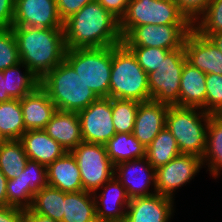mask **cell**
<instances>
[{"instance_id": "obj_1", "label": "cell", "mask_w": 222, "mask_h": 222, "mask_svg": "<svg viewBox=\"0 0 222 222\" xmlns=\"http://www.w3.org/2000/svg\"><path fill=\"white\" fill-rule=\"evenodd\" d=\"M67 49L116 46L123 42L119 19L94 0L63 23Z\"/></svg>"}, {"instance_id": "obj_2", "label": "cell", "mask_w": 222, "mask_h": 222, "mask_svg": "<svg viewBox=\"0 0 222 222\" xmlns=\"http://www.w3.org/2000/svg\"><path fill=\"white\" fill-rule=\"evenodd\" d=\"M20 61L41 80L65 59L63 28L12 26Z\"/></svg>"}, {"instance_id": "obj_3", "label": "cell", "mask_w": 222, "mask_h": 222, "mask_svg": "<svg viewBox=\"0 0 222 222\" xmlns=\"http://www.w3.org/2000/svg\"><path fill=\"white\" fill-rule=\"evenodd\" d=\"M40 86L61 111L79 112L98 99L65 59L40 80Z\"/></svg>"}, {"instance_id": "obj_4", "label": "cell", "mask_w": 222, "mask_h": 222, "mask_svg": "<svg viewBox=\"0 0 222 222\" xmlns=\"http://www.w3.org/2000/svg\"><path fill=\"white\" fill-rule=\"evenodd\" d=\"M110 98L150 101L147 73L123 42L112 46Z\"/></svg>"}, {"instance_id": "obj_5", "label": "cell", "mask_w": 222, "mask_h": 222, "mask_svg": "<svg viewBox=\"0 0 222 222\" xmlns=\"http://www.w3.org/2000/svg\"><path fill=\"white\" fill-rule=\"evenodd\" d=\"M199 109L169 106L166 113V128L176 139L182 154H191L203 158L206 151L207 130L211 114Z\"/></svg>"}, {"instance_id": "obj_6", "label": "cell", "mask_w": 222, "mask_h": 222, "mask_svg": "<svg viewBox=\"0 0 222 222\" xmlns=\"http://www.w3.org/2000/svg\"><path fill=\"white\" fill-rule=\"evenodd\" d=\"M65 60L98 98H110L112 46L67 49Z\"/></svg>"}, {"instance_id": "obj_7", "label": "cell", "mask_w": 222, "mask_h": 222, "mask_svg": "<svg viewBox=\"0 0 222 222\" xmlns=\"http://www.w3.org/2000/svg\"><path fill=\"white\" fill-rule=\"evenodd\" d=\"M193 24L175 0H130L119 20L122 37L134 26Z\"/></svg>"}, {"instance_id": "obj_8", "label": "cell", "mask_w": 222, "mask_h": 222, "mask_svg": "<svg viewBox=\"0 0 222 222\" xmlns=\"http://www.w3.org/2000/svg\"><path fill=\"white\" fill-rule=\"evenodd\" d=\"M187 62L184 47L172 50L156 71L147 74L150 100L179 106L180 80Z\"/></svg>"}, {"instance_id": "obj_9", "label": "cell", "mask_w": 222, "mask_h": 222, "mask_svg": "<svg viewBox=\"0 0 222 222\" xmlns=\"http://www.w3.org/2000/svg\"><path fill=\"white\" fill-rule=\"evenodd\" d=\"M71 153L76 159L84 191H98L114 176V165L105 145L82 141Z\"/></svg>"}, {"instance_id": "obj_10", "label": "cell", "mask_w": 222, "mask_h": 222, "mask_svg": "<svg viewBox=\"0 0 222 222\" xmlns=\"http://www.w3.org/2000/svg\"><path fill=\"white\" fill-rule=\"evenodd\" d=\"M193 24H146L132 27L124 36L126 46L158 47L176 50L184 45L186 35Z\"/></svg>"}, {"instance_id": "obj_11", "label": "cell", "mask_w": 222, "mask_h": 222, "mask_svg": "<svg viewBox=\"0 0 222 222\" xmlns=\"http://www.w3.org/2000/svg\"><path fill=\"white\" fill-rule=\"evenodd\" d=\"M46 186H48L46 166L28 160L18 177L7 180V206L30 209L34 196Z\"/></svg>"}, {"instance_id": "obj_12", "label": "cell", "mask_w": 222, "mask_h": 222, "mask_svg": "<svg viewBox=\"0 0 222 222\" xmlns=\"http://www.w3.org/2000/svg\"><path fill=\"white\" fill-rule=\"evenodd\" d=\"M83 142L105 145L115 134L111 98H98L78 112Z\"/></svg>"}, {"instance_id": "obj_13", "label": "cell", "mask_w": 222, "mask_h": 222, "mask_svg": "<svg viewBox=\"0 0 222 222\" xmlns=\"http://www.w3.org/2000/svg\"><path fill=\"white\" fill-rule=\"evenodd\" d=\"M202 166V158L179 154L166 165L156 169L155 192L173 199V192L194 178Z\"/></svg>"}, {"instance_id": "obj_14", "label": "cell", "mask_w": 222, "mask_h": 222, "mask_svg": "<svg viewBox=\"0 0 222 222\" xmlns=\"http://www.w3.org/2000/svg\"><path fill=\"white\" fill-rule=\"evenodd\" d=\"M114 176L124 186L130 199L156 194V169L146 157L118 163L114 166ZM151 183L154 193L149 191Z\"/></svg>"}, {"instance_id": "obj_15", "label": "cell", "mask_w": 222, "mask_h": 222, "mask_svg": "<svg viewBox=\"0 0 222 222\" xmlns=\"http://www.w3.org/2000/svg\"><path fill=\"white\" fill-rule=\"evenodd\" d=\"M56 0H15L12 26L63 28Z\"/></svg>"}, {"instance_id": "obj_16", "label": "cell", "mask_w": 222, "mask_h": 222, "mask_svg": "<svg viewBox=\"0 0 222 222\" xmlns=\"http://www.w3.org/2000/svg\"><path fill=\"white\" fill-rule=\"evenodd\" d=\"M183 47L187 62L193 67L205 74L222 75V52L210 38L192 28L185 37Z\"/></svg>"}, {"instance_id": "obj_17", "label": "cell", "mask_w": 222, "mask_h": 222, "mask_svg": "<svg viewBox=\"0 0 222 222\" xmlns=\"http://www.w3.org/2000/svg\"><path fill=\"white\" fill-rule=\"evenodd\" d=\"M101 188H104L102 194L97 196V191L93 192L97 221L124 222L126 210L130 202L124 186L113 176Z\"/></svg>"}, {"instance_id": "obj_18", "label": "cell", "mask_w": 222, "mask_h": 222, "mask_svg": "<svg viewBox=\"0 0 222 222\" xmlns=\"http://www.w3.org/2000/svg\"><path fill=\"white\" fill-rule=\"evenodd\" d=\"M168 108L169 105L153 100L139 103L132 134L145 148L166 127Z\"/></svg>"}, {"instance_id": "obj_19", "label": "cell", "mask_w": 222, "mask_h": 222, "mask_svg": "<svg viewBox=\"0 0 222 222\" xmlns=\"http://www.w3.org/2000/svg\"><path fill=\"white\" fill-rule=\"evenodd\" d=\"M173 199L160 194L130 199L124 222H168Z\"/></svg>"}, {"instance_id": "obj_20", "label": "cell", "mask_w": 222, "mask_h": 222, "mask_svg": "<svg viewBox=\"0 0 222 222\" xmlns=\"http://www.w3.org/2000/svg\"><path fill=\"white\" fill-rule=\"evenodd\" d=\"M25 130H44L57 110L48 93L39 85L20 99Z\"/></svg>"}, {"instance_id": "obj_21", "label": "cell", "mask_w": 222, "mask_h": 222, "mask_svg": "<svg viewBox=\"0 0 222 222\" xmlns=\"http://www.w3.org/2000/svg\"><path fill=\"white\" fill-rule=\"evenodd\" d=\"M44 131L66 152H71L83 141L78 112L56 110Z\"/></svg>"}, {"instance_id": "obj_22", "label": "cell", "mask_w": 222, "mask_h": 222, "mask_svg": "<svg viewBox=\"0 0 222 222\" xmlns=\"http://www.w3.org/2000/svg\"><path fill=\"white\" fill-rule=\"evenodd\" d=\"M19 140L28 159L37 161L46 167L66 153L64 148L44 130L26 131Z\"/></svg>"}, {"instance_id": "obj_23", "label": "cell", "mask_w": 222, "mask_h": 222, "mask_svg": "<svg viewBox=\"0 0 222 222\" xmlns=\"http://www.w3.org/2000/svg\"><path fill=\"white\" fill-rule=\"evenodd\" d=\"M48 186L60 189L63 192L83 191L81 174L75 157L66 152L46 167Z\"/></svg>"}, {"instance_id": "obj_24", "label": "cell", "mask_w": 222, "mask_h": 222, "mask_svg": "<svg viewBox=\"0 0 222 222\" xmlns=\"http://www.w3.org/2000/svg\"><path fill=\"white\" fill-rule=\"evenodd\" d=\"M180 82L179 106L206 112V74L186 62Z\"/></svg>"}, {"instance_id": "obj_25", "label": "cell", "mask_w": 222, "mask_h": 222, "mask_svg": "<svg viewBox=\"0 0 222 222\" xmlns=\"http://www.w3.org/2000/svg\"><path fill=\"white\" fill-rule=\"evenodd\" d=\"M62 222H98L93 193L84 190L66 193Z\"/></svg>"}, {"instance_id": "obj_26", "label": "cell", "mask_w": 222, "mask_h": 222, "mask_svg": "<svg viewBox=\"0 0 222 222\" xmlns=\"http://www.w3.org/2000/svg\"><path fill=\"white\" fill-rule=\"evenodd\" d=\"M105 147L114 166L123 161L146 157V148L130 133H116Z\"/></svg>"}, {"instance_id": "obj_27", "label": "cell", "mask_w": 222, "mask_h": 222, "mask_svg": "<svg viewBox=\"0 0 222 222\" xmlns=\"http://www.w3.org/2000/svg\"><path fill=\"white\" fill-rule=\"evenodd\" d=\"M203 165L208 163L210 174L215 178L222 170V115H210L207 130L206 151L202 158Z\"/></svg>"}, {"instance_id": "obj_28", "label": "cell", "mask_w": 222, "mask_h": 222, "mask_svg": "<svg viewBox=\"0 0 222 222\" xmlns=\"http://www.w3.org/2000/svg\"><path fill=\"white\" fill-rule=\"evenodd\" d=\"M66 192L60 189L43 187L33 198L31 210L51 219L62 222L64 216V196Z\"/></svg>"}, {"instance_id": "obj_29", "label": "cell", "mask_w": 222, "mask_h": 222, "mask_svg": "<svg viewBox=\"0 0 222 222\" xmlns=\"http://www.w3.org/2000/svg\"><path fill=\"white\" fill-rule=\"evenodd\" d=\"M181 154L176 139L165 127L146 148V159L154 169L166 165Z\"/></svg>"}, {"instance_id": "obj_30", "label": "cell", "mask_w": 222, "mask_h": 222, "mask_svg": "<svg viewBox=\"0 0 222 222\" xmlns=\"http://www.w3.org/2000/svg\"><path fill=\"white\" fill-rule=\"evenodd\" d=\"M0 132L6 140H19L26 132L20 99L0 102Z\"/></svg>"}, {"instance_id": "obj_31", "label": "cell", "mask_w": 222, "mask_h": 222, "mask_svg": "<svg viewBox=\"0 0 222 222\" xmlns=\"http://www.w3.org/2000/svg\"><path fill=\"white\" fill-rule=\"evenodd\" d=\"M28 160L20 140H6L0 145V170L7 180L18 177Z\"/></svg>"}, {"instance_id": "obj_32", "label": "cell", "mask_w": 222, "mask_h": 222, "mask_svg": "<svg viewBox=\"0 0 222 222\" xmlns=\"http://www.w3.org/2000/svg\"><path fill=\"white\" fill-rule=\"evenodd\" d=\"M20 67L25 72L20 73ZM6 79V92L12 99H22L25 95L33 92L39 85L40 80L23 63L7 68L3 71Z\"/></svg>"}, {"instance_id": "obj_33", "label": "cell", "mask_w": 222, "mask_h": 222, "mask_svg": "<svg viewBox=\"0 0 222 222\" xmlns=\"http://www.w3.org/2000/svg\"><path fill=\"white\" fill-rule=\"evenodd\" d=\"M138 101L111 98L113 125L116 133H133Z\"/></svg>"}, {"instance_id": "obj_34", "label": "cell", "mask_w": 222, "mask_h": 222, "mask_svg": "<svg viewBox=\"0 0 222 222\" xmlns=\"http://www.w3.org/2000/svg\"><path fill=\"white\" fill-rule=\"evenodd\" d=\"M200 16L193 23V28L199 34L209 38L222 32V0H211Z\"/></svg>"}, {"instance_id": "obj_35", "label": "cell", "mask_w": 222, "mask_h": 222, "mask_svg": "<svg viewBox=\"0 0 222 222\" xmlns=\"http://www.w3.org/2000/svg\"><path fill=\"white\" fill-rule=\"evenodd\" d=\"M21 63L12 28H0V71Z\"/></svg>"}, {"instance_id": "obj_36", "label": "cell", "mask_w": 222, "mask_h": 222, "mask_svg": "<svg viewBox=\"0 0 222 222\" xmlns=\"http://www.w3.org/2000/svg\"><path fill=\"white\" fill-rule=\"evenodd\" d=\"M135 55L138 64L148 74L156 71L162 60L171 52V50L158 47L127 46Z\"/></svg>"}, {"instance_id": "obj_37", "label": "cell", "mask_w": 222, "mask_h": 222, "mask_svg": "<svg viewBox=\"0 0 222 222\" xmlns=\"http://www.w3.org/2000/svg\"><path fill=\"white\" fill-rule=\"evenodd\" d=\"M206 113L222 115V75L206 74Z\"/></svg>"}, {"instance_id": "obj_38", "label": "cell", "mask_w": 222, "mask_h": 222, "mask_svg": "<svg viewBox=\"0 0 222 222\" xmlns=\"http://www.w3.org/2000/svg\"><path fill=\"white\" fill-rule=\"evenodd\" d=\"M211 0H175L179 9L194 23L205 11Z\"/></svg>"}, {"instance_id": "obj_39", "label": "cell", "mask_w": 222, "mask_h": 222, "mask_svg": "<svg viewBox=\"0 0 222 222\" xmlns=\"http://www.w3.org/2000/svg\"><path fill=\"white\" fill-rule=\"evenodd\" d=\"M94 0H56L57 9L61 20L64 22L77 13L85 5Z\"/></svg>"}, {"instance_id": "obj_40", "label": "cell", "mask_w": 222, "mask_h": 222, "mask_svg": "<svg viewBox=\"0 0 222 222\" xmlns=\"http://www.w3.org/2000/svg\"><path fill=\"white\" fill-rule=\"evenodd\" d=\"M15 0H0V28H11L13 24Z\"/></svg>"}, {"instance_id": "obj_41", "label": "cell", "mask_w": 222, "mask_h": 222, "mask_svg": "<svg viewBox=\"0 0 222 222\" xmlns=\"http://www.w3.org/2000/svg\"><path fill=\"white\" fill-rule=\"evenodd\" d=\"M106 10L110 11L119 20L125 14L130 0H97Z\"/></svg>"}, {"instance_id": "obj_42", "label": "cell", "mask_w": 222, "mask_h": 222, "mask_svg": "<svg viewBox=\"0 0 222 222\" xmlns=\"http://www.w3.org/2000/svg\"><path fill=\"white\" fill-rule=\"evenodd\" d=\"M24 210L11 206H0V222H23Z\"/></svg>"}, {"instance_id": "obj_43", "label": "cell", "mask_w": 222, "mask_h": 222, "mask_svg": "<svg viewBox=\"0 0 222 222\" xmlns=\"http://www.w3.org/2000/svg\"><path fill=\"white\" fill-rule=\"evenodd\" d=\"M23 222H57L50 217L37 214L31 209L24 210Z\"/></svg>"}, {"instance_id": "obj_44", "label": "cell", "mask_w": 222, "mask_h": 222, "mask_svg": "<svg viewBox=\"0 0 222 222\" xmlns=\"http://www.w3.org/2000/svg\"><path fill=\"white\" fill-rule=\"evenodd\" d=\"M6 185H7V178L0 170V206H7Z\"/></svg>"}, {"instance_id": "obj_45", "label": "cell", "mask_w": 222, "mask_h": 222, "mask_svg": "<svg viewBox=\"0 0 222 222\" xmlns=\"http://www.w3.org/2000/svg\"><path fill=\"white\" fill-rule=\"evenodd\" d=\"M11 99L6 92V79H4L3 71H0V102H7Z\"/></svg>"}, {"instance_id": "obj_46", "label": "cell", "mask_w": 222, "mask_h": 222, "mask_svg": "<svg viewBox=\"0 0 222 222\" xmlns=\"http://www.w3.org/2000/svg\"><path fill=\"white\" fill-rule=\"evenodd\" d=\"M209 38L215 43L218 49L222 52V32L212 34Z\"/></svg>"}, {"instance_id": "obj_47", "label": "cell", "mask_w": 222, "mask_h": 222, "mask_svg": "<svg viewBox=\"0 0 222 222\" xmlns=\"http://www.w3.org/2000/svg\"><path fill=\"white\" fill-rule=\"evenodd\" d=\"M6 141V139L3 137V135L1 134V132H0V145L2 144V143H4Z\"/></svg>"}]
</instances>
